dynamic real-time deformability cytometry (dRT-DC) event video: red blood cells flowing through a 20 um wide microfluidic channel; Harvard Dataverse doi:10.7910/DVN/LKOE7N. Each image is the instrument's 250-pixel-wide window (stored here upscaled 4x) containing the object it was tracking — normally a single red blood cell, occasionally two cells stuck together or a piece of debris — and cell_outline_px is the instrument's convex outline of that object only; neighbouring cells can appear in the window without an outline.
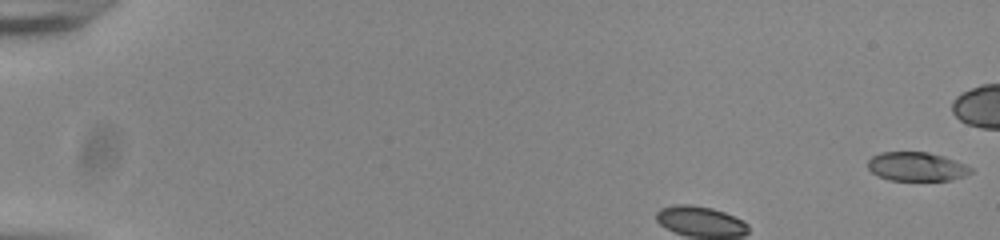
{"species": "common noctule bat (a hibernating species)", "species_latin": "Nyctalus noctula", "temperature_condition": "room temperature", "stored_images_in_passage": 48, "camera_frame_rate_fps": 3000, "um_per_image_px": 0.085, "animal": {"sex": "male", "body_mass_g": 20.0, "forearm_length_mm": 53.3}, "frame": {"image": 1, "passage_image": 1, "time_ms": 0.0, "image_size_px": [1000, 240], "cell_outline_px": [[972, 172], [964, 176], [952, 180], [888, 180], [876, 176], [868, 168], [868, 160], [872, 156], [880, 152], [928, 152], [944, 156], [964, 164], [972, 168]], "centroid_in_image_um": [77.88, 14.16], "position_along_channel_um": 7.1, "area_um2": 17.4}}
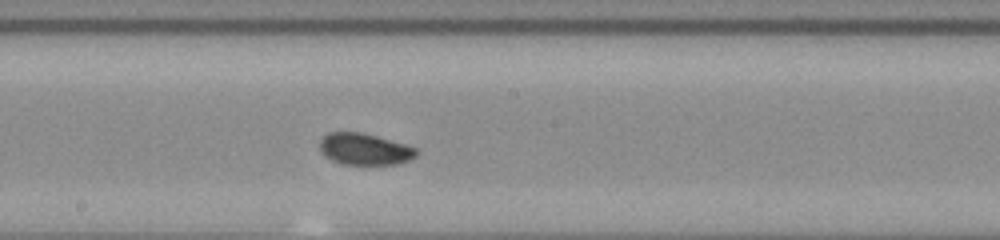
{"frame": {"image": 2, "passage_image": 24, "time_ms": 7.667, "image_size_px": [1000, 240], "cell_outline_px": [[420, 152], [416, 156], [408, 160], [396, 164], [340, 164], [332, 160], [320, 152], [320, 140], [328, 132], [360, 132], [376, 136], [404, 144], [416, 148]], "centroid_in_image_um": [30.98, 12.68], "position_along_channel_um": 217.2, "area_um2": 17.69}}
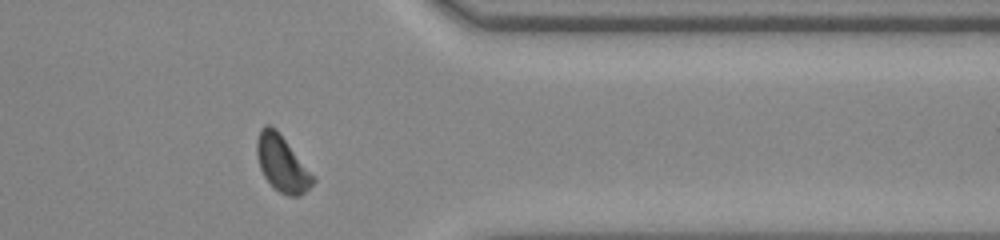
{"frame": {"image": 3, "passage_image": 38, "time_ms": 12.333, "image_size_px": [1000, 240], "cell_outline_px": [[316, 180], [300, 196], [288, 196], [280, 192], [264, 176], [260, 168], [256, 152], [256, 140], [260, 128], [264, 124], [268, 124], [276, 128], [316, 176]], "centroid_in_image_um": [23.99, 13.86], "position_along_channel_um": 387.4, "area_um2": 18.5}}